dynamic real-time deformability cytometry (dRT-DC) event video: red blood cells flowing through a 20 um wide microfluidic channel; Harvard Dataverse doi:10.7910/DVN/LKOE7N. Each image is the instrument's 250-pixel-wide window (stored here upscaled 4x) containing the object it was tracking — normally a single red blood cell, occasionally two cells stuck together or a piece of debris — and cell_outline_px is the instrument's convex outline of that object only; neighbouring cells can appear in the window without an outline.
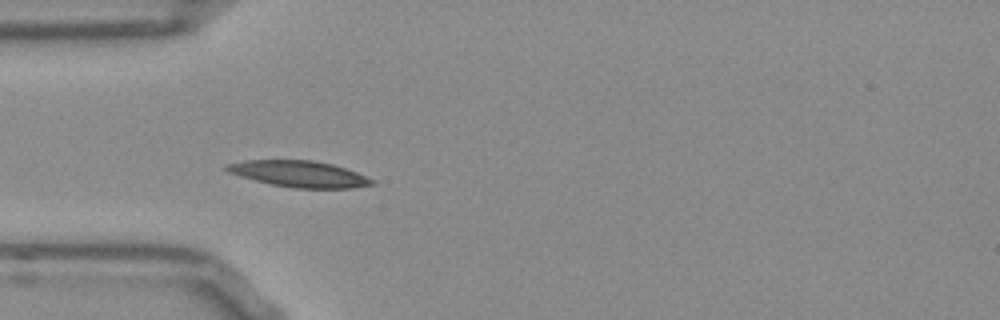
{"species": "Egyptian fruit bat (a non-hibernating species)", "species_latin": "Rousettus aegyptiacus", "temperature_condition": "room temperature", "stored_images_in_passage": 33, "camera_frame_rate_fps": 3000, "um_per_image_px": 0.085, "frame": {"image": 1, "passage_image": 1, "time_ms": 0.0, "image_size_px": [1000, 320], "cell_outline_px": [[376, 184], [352, 188], [296, 188], [272, 184], [240, 176], [228, 172], [224, 168], [224, 164], [244, 160], [312, 160], [332, 164], [356, 172], [376, 180]], "centroid_in_image_um": [25.44, 14.78], "position_along_channel_um": 59.6, "area_um2": 22.2}}
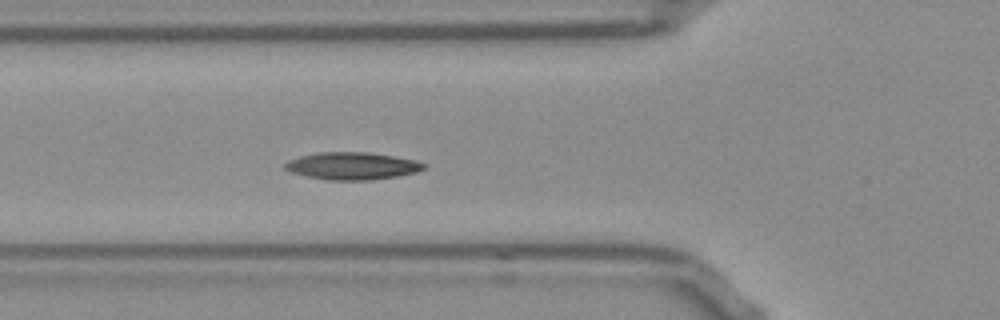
{"frame": {"image": 2, "passage_image": 4, "time_ms": 1.0, "image_size_px": [1000, 320], "cell_outline_px": [[428, 164], [424, 168], [416, 172], [396, 176], [372, 180], [328, 180], [308, 176], [292, 172], [284, 168], [284, 164], [288, 160], [300, 156], [320, 152], [368, 152], [416, 160]], "centroid_in_image_um": [29.95, 14.1], "position_along_channel_um": 95.9, "area_um2": 22.02}}
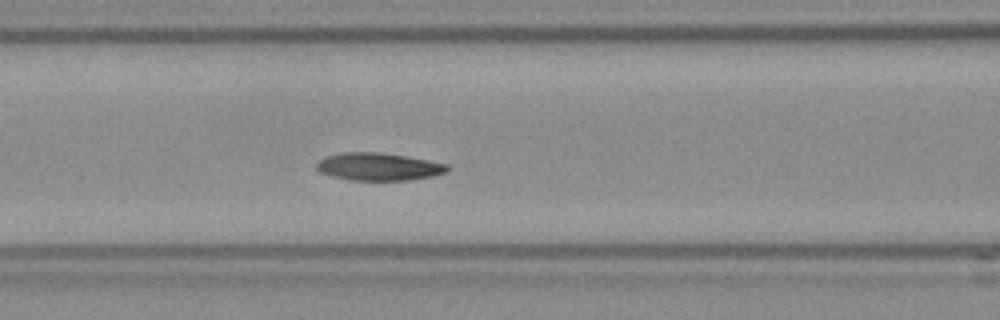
{"frame": {"image": 3, "passage_image": 7, "time_ms": 2.0, "image_size_px": [1000, 320], "cell_outline_px": [[448, 168], [444, 172], [432, 176], [412, 180], [348, 180], [332, 176], [320, 172], [316, 168], [316, 164], [320, 160], [328, 156], [340, 152], [380, 152], [428, 160], [448, 164]], "centroid_in_image_um": [32.15, 14.17], "position_along_channel_um": 134.4, "area_um2": 20.92}, "authors_computed_cell_mechanics": {"area_um2": 20.9236, "velocity_mm_per_s": 3.8079, "shape_relaxation_time_tau1_ms": 3.1962, "shape_relaxation_time_tau2_ms": 5.7941, "deformation_change_tau1": 0.0926, "deformation_change_tau2": 0.1134}}